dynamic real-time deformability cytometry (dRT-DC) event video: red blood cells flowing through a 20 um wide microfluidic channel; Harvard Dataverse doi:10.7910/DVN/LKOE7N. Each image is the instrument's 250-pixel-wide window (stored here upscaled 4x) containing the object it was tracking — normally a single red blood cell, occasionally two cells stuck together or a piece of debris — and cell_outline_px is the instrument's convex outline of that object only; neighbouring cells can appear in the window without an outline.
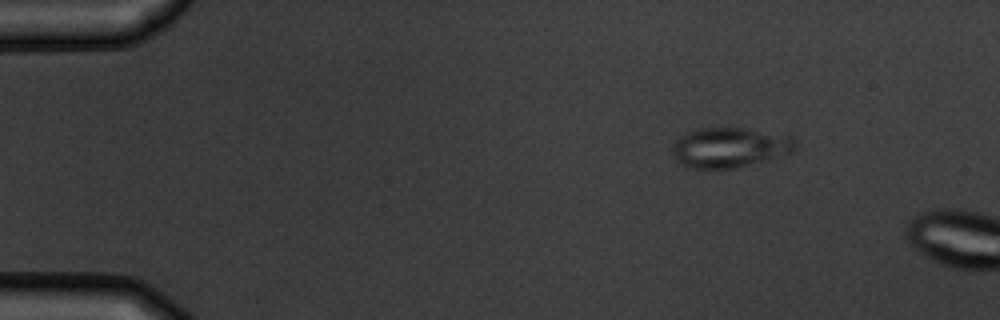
{"species": "common noctule bat (a hibernating species)", "species_latin": "Nyctalus noctula", "temperature_condition": "warm", "stored_images_in_passage": 2, "camera_frame_rate_fps": 3000, "um_per_image_px": 0.085, "animal": {"sex": "male", "body_mass_g": 19.5, "forearm_length_mm": 54.6}, "frame": {"image": 1, "passage_image": 1, "time_ms": 0.0, "image_size_px": [1000, 320], "cell_outline_px": [[796, 148], [792, 152], [732, 168], [692, 168], [680, 164], [676, 160], [672, 152], [672, 148], [676, 140], [680, 136], [688, 132], [700, 128], [740, 128], [792, 136], [796, 140]], "centroid_in_image_um": [61.99, 12.52], "position_along_channel_um": 23.0, "area_um2": 28.09}}